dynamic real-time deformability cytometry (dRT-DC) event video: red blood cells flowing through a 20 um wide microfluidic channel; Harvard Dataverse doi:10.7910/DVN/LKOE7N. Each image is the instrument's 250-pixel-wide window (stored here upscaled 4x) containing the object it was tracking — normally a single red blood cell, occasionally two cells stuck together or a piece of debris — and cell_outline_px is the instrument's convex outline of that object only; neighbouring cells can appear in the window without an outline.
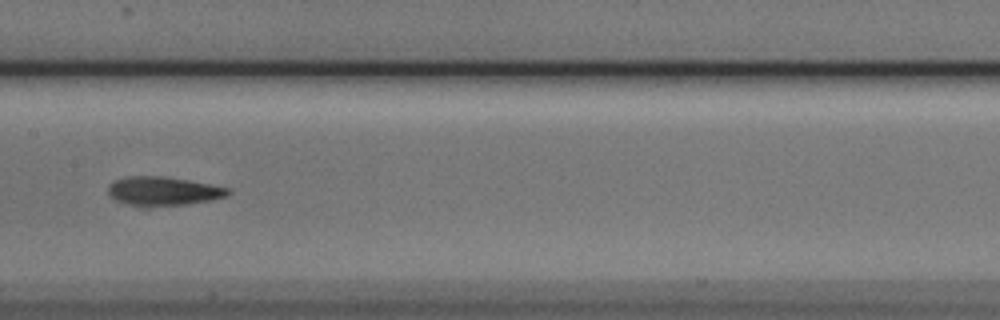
{"species": "Egyptian fruit bat (a non-hibernating species)", "species_latin": "Rousettus aegyptiacus", "temperature_condition": "cold", "stored_images_in_passage": 15, "camera_frame_rate_fps": 3000, "um_per_image_px": 0.085, "animal": {"sex": "male"}, "frame": {"image": 1, "passage_image": 7, "time_ms": 2.0, "image_size_px": [1000, 320], "cell_outline_px": [[232, 192], [228, 196], [212, 200], [188, 204], [144, 208], [128, 204], [116, 200], [108, 196], [108, 184], [116, 180], [128, 176], [164, 176], [212, 184], [228, 188]], "centroid_in_image_um": [13.87, 16.26], "position_along_channel_um": 193.5, "area_um2": 20.63}}
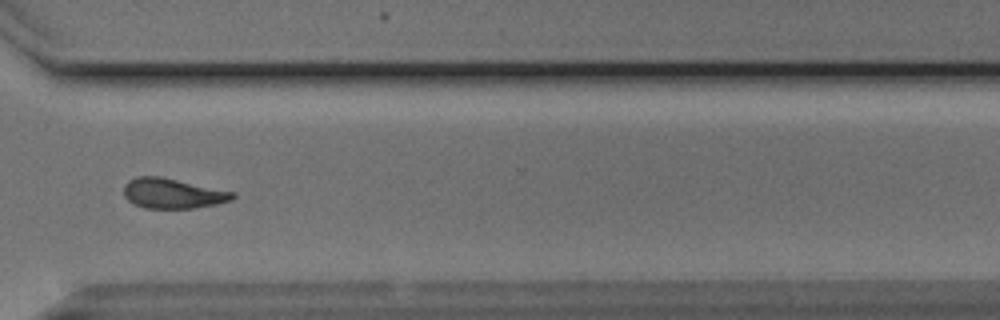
{"frame": {"image": 2, "passage_image": 11, "time_ms": 3.333, "image_size_px": [1000, 320], "cell_outline_px": [[236, 196], [232, 200], [216, 204], [192, 208], [144, 208], [128, 200], [124, 196], [124, 184], [128, 180], [136, 176], [160, 176], [236, 192]], "centroid_in_image_um": [14.68, 16.43], "position_along_channel_um": 355.9, "area_um2": 19.13}}
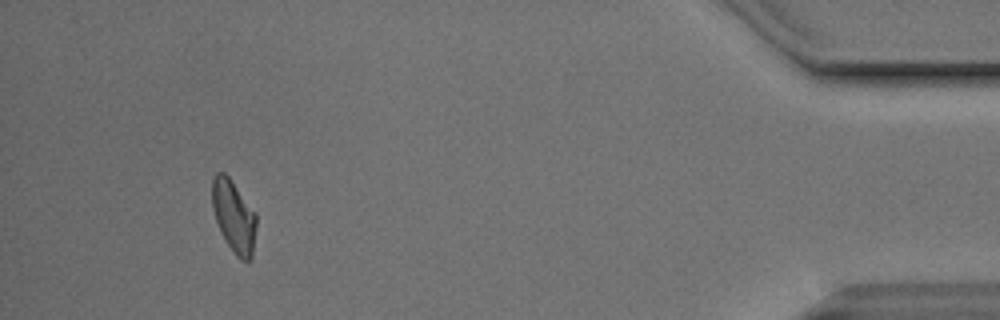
{"frame": {"image": 3, "passage_image": 13, "time_ms": 4.0, "image_size_px": [1000, 320], "cell_outline_px": [[256, 224], [252, 256], [248, 260], [240, 260], [236, 256], [228, 244], [216, 220], [212, 208], [212, 176], [216, 172], [224, 172], [228, 176], [256, 212]], "centroid_in_image_um": [19.87, 18.35], "position_along_channel_um": 415.3, "area_um2": 18.38}}